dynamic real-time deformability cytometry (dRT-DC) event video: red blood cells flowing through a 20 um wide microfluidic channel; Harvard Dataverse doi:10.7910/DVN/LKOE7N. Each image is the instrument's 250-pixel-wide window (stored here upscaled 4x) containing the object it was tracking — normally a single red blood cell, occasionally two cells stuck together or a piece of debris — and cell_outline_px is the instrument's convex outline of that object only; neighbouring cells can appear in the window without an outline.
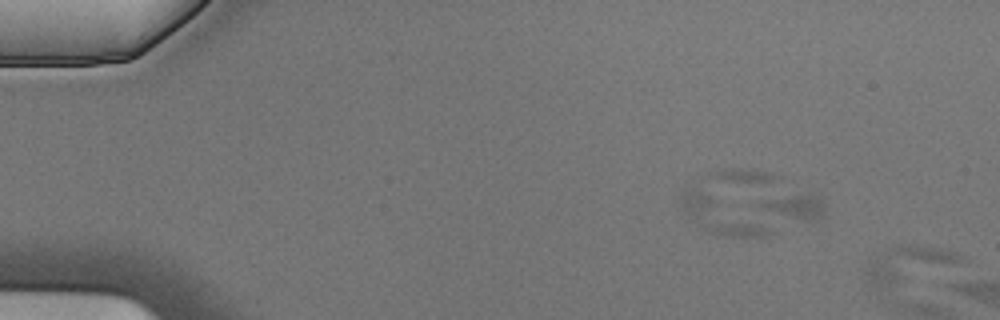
{"species": "Egyptian fruit bat (a non-hibernating species)", "species_latin": "Rousettus aegyptiacus", "temperature_condition": "cold", "stored_images_in_passage": 3, "segment_of_instrument_passage": [2, 2], "camera_frame_rate_fps": 3000, "um_per_image_px": 0.085, "animal": {"sex": "male"}, "frame": {"image": 1, "passage_image": 3, "time_ms": 0.667, "image_size_px": [1000, 320], "cell_outline_px": [[968, 260], [880, 292], [872, 288], [868, 280], [868, 272], [884, 248], [900, 244], [916, 244], [940, 248], [960, 252]], "centroid_in_image_um": [77.31, 22.47], "position_along_channel_um": 7.7, "area_um2": 20.17}}